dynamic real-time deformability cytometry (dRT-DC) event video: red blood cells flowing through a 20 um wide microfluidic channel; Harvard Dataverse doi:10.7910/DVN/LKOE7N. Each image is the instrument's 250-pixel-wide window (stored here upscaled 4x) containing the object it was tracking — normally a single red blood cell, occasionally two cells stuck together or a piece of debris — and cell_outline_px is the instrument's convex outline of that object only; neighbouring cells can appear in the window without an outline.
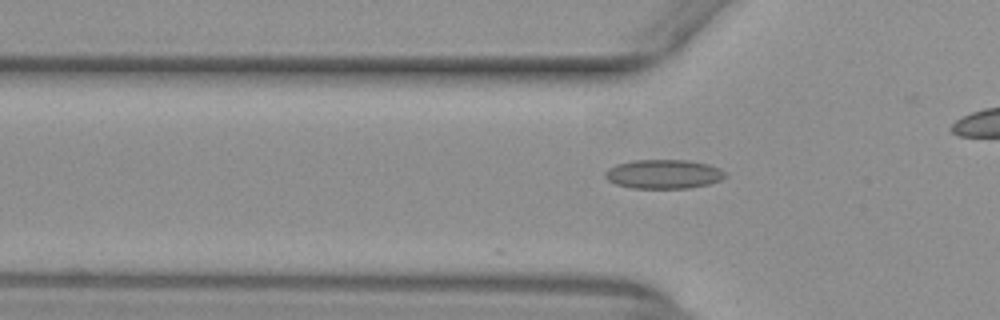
{"species": "common noctule bat (a hibernating species)", "species_latin": "Nyctalus noctula", "temperature_condition": "warm", "stored_images_in_passage": 28, "camera_frame_rate_fps": 3000, "um_per_image_px": 0.085, "animal": {"sex": "female", "body_mass_g": 29.2, "forearm_length_mm": 56.3}, "frame": {"image": 1, "passage_image": 17, "time_ms": 5.333, "image_size_px": [1000, 320], "cell_outline_px": [[728, 176], [720, 180], [708, 184], [688, 188], [632, 188], [616, 184], [608, 180], [604, 176], [604, 172], [608, 168], [616, 164], [632, 160], [688, 160], [708, 164], [720, 168]], "centroid_in_image_um": [56.39, 14.79], "position_along_channel_um": 69.4, "area_um2": 20.46}}